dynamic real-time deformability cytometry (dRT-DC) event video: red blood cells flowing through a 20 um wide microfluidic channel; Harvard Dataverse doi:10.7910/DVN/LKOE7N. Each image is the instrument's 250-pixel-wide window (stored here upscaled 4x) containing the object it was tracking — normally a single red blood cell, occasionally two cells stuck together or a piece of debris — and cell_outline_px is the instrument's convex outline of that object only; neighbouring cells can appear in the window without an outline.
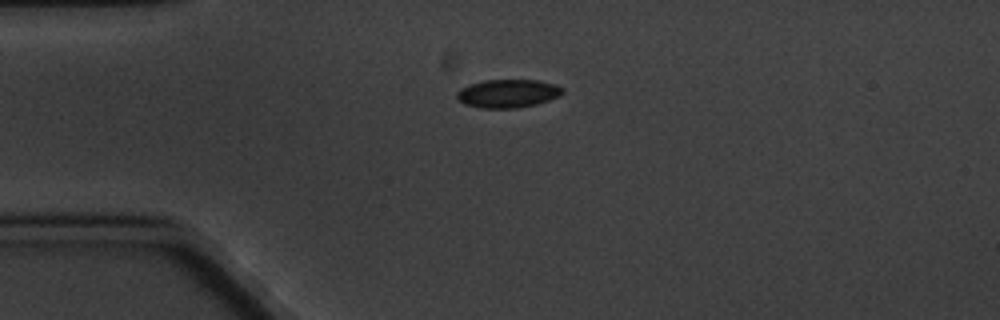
{"species": "common noctule bat (a hibernating species)", "species_latin": "Nyctalus noctula", "temperature_condition": "cold", "stored_images_in_passage": 2, "camera_frame_rate_fps": 3000, "um_per_image_px": 0.085, "animal": {"sex": "male", "body_mass_g": 20.1, "forearm_length_mm": 53.5}, "frame": {"image": 1, "passage_image": 1, "time_ms": 0.0, "image_size_px": [1000, 320], "cell_outline_px": [[564, 92], [560, 96], [536, 104], [516, 108], [480, 108], [464, 104], [456, 96], [456, 92], [460, 88], [468, 84], [484, 80], [540, 80], [556, 84], [564, 88]], "centroid_in_image_um": [43.17, 7.94], "position_along_channel_um": 41.8, "area_um2": 17.63}}